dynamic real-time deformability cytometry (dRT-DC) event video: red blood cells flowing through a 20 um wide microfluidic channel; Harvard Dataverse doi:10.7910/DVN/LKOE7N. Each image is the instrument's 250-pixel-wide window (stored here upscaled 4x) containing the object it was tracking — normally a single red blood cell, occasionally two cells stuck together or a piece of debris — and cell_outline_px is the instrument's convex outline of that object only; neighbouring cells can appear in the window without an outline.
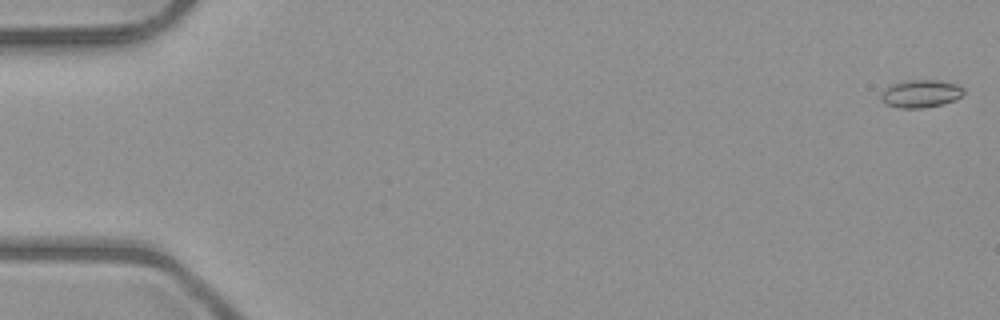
{"species": "common noctule bat (a hibernating species)", "species_latin": "Nyctalus noctula", "temperature_condition": "room temperature", "stored_images_in_passage": 9, "camera_frame_rate_fps": 3000, "um_per_image_px": 0.085, "animal": {"sex": "male", "body_mass_g": 23.1, "forearm_length_mm": 52.7}, "frame": {"image": 1, "passage_image": 1, "time_ms": 0.0, "image_size_px": [1000, 320], "cell_outline_px": [[964, 92], [956, 100], [940, 104], [920, 108], [900, 108], [884, 104], [880, 100], [880, 96], [884, 88], [892, 84], [904, 80], [940, 80], [956, 84], [964, 88]], "centroid_in_image_um": [78.22, 7.95], "position_along_channel_um": 6.8, "area_um2": 13.47}}